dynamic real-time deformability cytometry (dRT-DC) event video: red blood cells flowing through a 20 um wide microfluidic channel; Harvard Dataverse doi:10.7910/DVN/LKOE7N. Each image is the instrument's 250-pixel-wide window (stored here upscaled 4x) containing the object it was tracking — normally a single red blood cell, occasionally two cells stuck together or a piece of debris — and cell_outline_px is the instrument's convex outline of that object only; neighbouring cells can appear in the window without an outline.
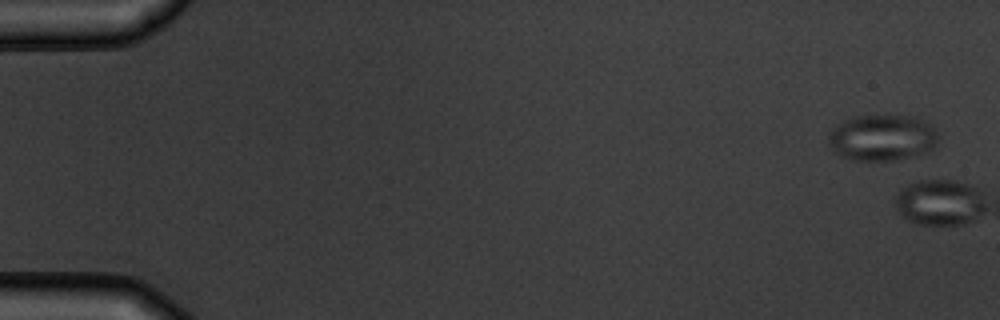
{"species": "common noctule bat (a hibernating species)", "species_latin": "Nyctalus noctula", "temperature_condition": "warm", "stored_images_in_passage": 6, "camera_frame_rate_fps": 3000, "um_per_image_px": 0.085, "animal": {"sex": "male", "body_mass_g": 19.5, "forearm_length_mm": 54.6}, "frame": {"image": 1, "passage_image": 1, "time_ms": 0.0, "image_size_px": [1000, 320], "cell_outline_px": [[940, 136], [936, 144], [928, 152], [892, 160], [852, 160], [840, 156], [828, 144], [828, 136], [832, 128], [848, 116], [912, 116], [924, 120], [932, 124]], "centroid_in_image_um": [74.99, 11.69], "position_along_channel_um": 10.0, "area_um2": 29.77}}